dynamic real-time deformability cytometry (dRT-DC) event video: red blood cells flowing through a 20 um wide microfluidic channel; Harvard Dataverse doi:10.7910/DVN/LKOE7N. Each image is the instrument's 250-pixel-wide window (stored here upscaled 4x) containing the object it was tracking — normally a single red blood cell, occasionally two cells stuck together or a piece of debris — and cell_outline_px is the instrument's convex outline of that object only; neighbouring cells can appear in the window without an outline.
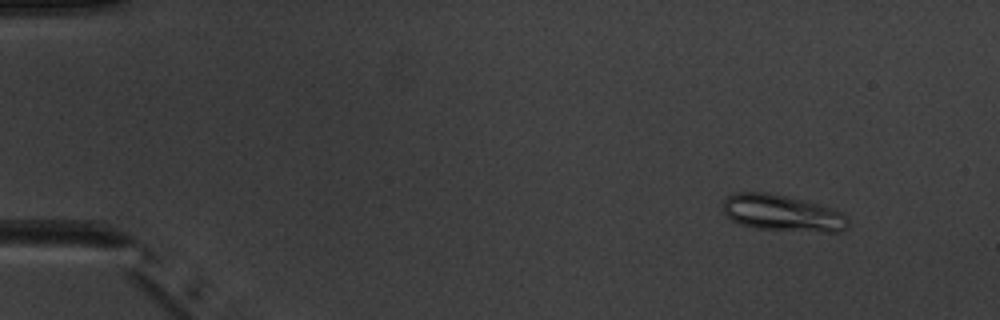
{"species": "common noctule bat (a hibernating species)", "species_latin": "Nyctalus noctula", "temperature_condition": "warm", "stored_images_in_passage": 6, "camera_frame_rate_fps": 3000, "um_per_image_px": 0.085, "animal": {"sex": "male", "body_mass_g": 20.1, "forearm_length_mm": 53.5}, "frame": {"image": 1, "passage_image": 2, "time_ms": 1.333, "image_size_px": [1000, 320], "cell_outline_px": [[848, 228], [840, 232], [820, 232], [756, 228], [740, 224], [732, 220], [724, 212], [724, 200], [732, 192], [768, 192], [788, 196], [804, 200], [832, 208], [848, 216]], "centroid_in_image_um": [66.53, 18.11], "position_along_channel_um": 18.5, "area_um2": 26.65}}
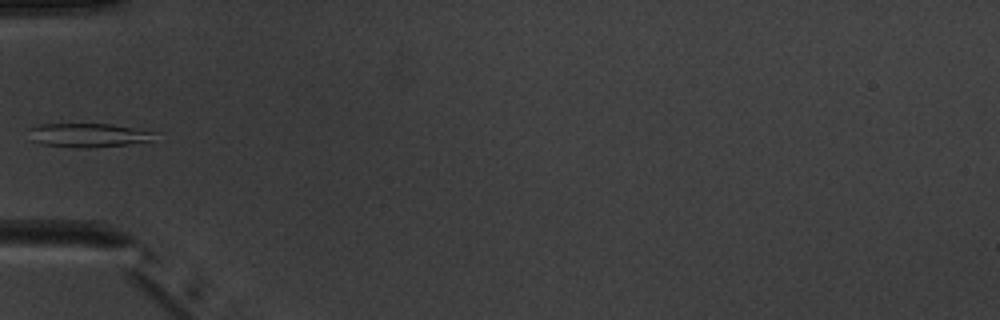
{"frame": {"image": 2, "passage_image": 5, "time_ms": 5.667, "image_size_px": [1000, 320], "cell_outline_px": [[156, 132], [152, 140], [128, 144], [44, 144], [28, 140], [28, 128], [40, 124], [112, 124]], "centroid_in_image_um": [7.45, 11.41], "position_along_channel_um": 77.6, "area_um2": 16.24}}